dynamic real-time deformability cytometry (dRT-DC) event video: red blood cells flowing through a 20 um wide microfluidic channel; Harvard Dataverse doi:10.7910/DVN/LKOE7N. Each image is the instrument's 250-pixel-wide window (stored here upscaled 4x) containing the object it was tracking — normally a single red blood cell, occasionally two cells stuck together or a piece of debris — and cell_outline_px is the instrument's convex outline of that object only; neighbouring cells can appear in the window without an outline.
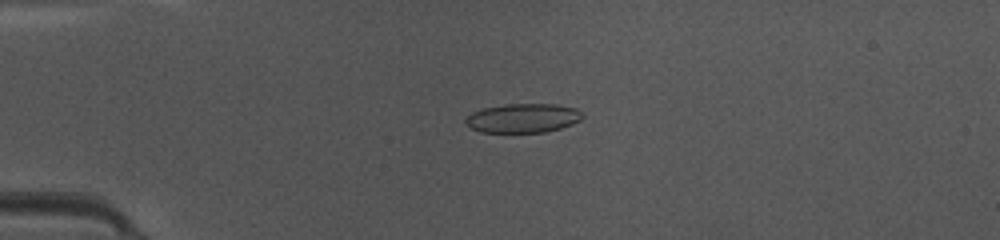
{"species": "common noctule bat (a hibernating species)", "species_latin": "Nyctalus noctula", "temperature_condition": "warm", "stored_images_in_passage": 48, "camera_frame_rate_fps": 3000, "um_per_image_px": 0.085, "animal": {"sex": "female", "body_mass_g": 10.0, "forearm_length_mm": 53.1}, "frame": {"image": 1, "passage_image": 12, "time_ms": 3.667, "image_size_px": [1000, 240], "cell_outline_px": [[584, 116], [580, 120], [572, 124], [560, 128], [544, 132], [480, 132], [472, 128], [464, 120], [472, 112], [484, 108], [504, 104], [556, 104], [576, 108]], "centroid_in_image_um": [44.47, 10.03], "position_along_channel_um": 40.5, "area_um2": 19.71}}
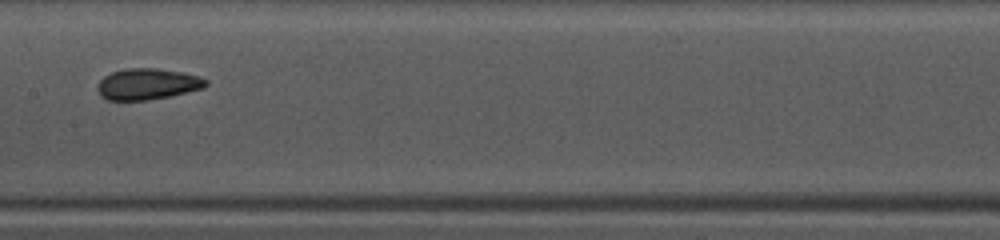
{"frame": {"image": 2, "passage_image": 25, "time_ms": 8.0, "image_size_px": [1000, 240], "cell_outline_px": [[208, 84], [204, 88], [168, 96], [148, 100], [108, 100], [100, 96], [96, 88], [100, 80], [104, 76], [112, 72], [124, 68], [156, 68], [180, 72], [200, 76], [208, 80]], "centroid_in_image_um": [12.52, 7.14], "position_along_channel_um": 194.9, "area_um2": 19.71}}
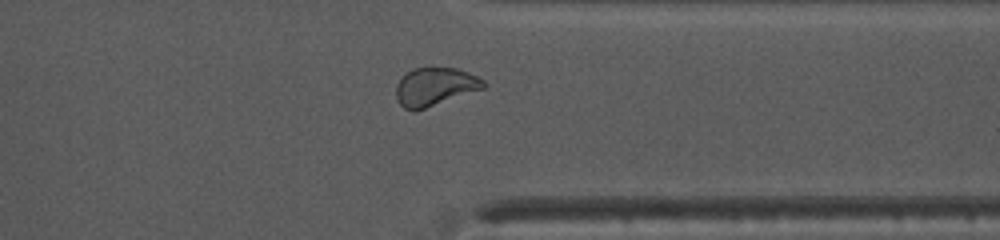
{"frame": {"image": 3, "passage_image": 38, "time_ms": 12.333, "image_size_px": [1000, 240], "cell_outline_px": [[488, 84], [484, 88], [416, 112], [412, 112], [404, 108], [400, 104], [396, 96], [396, 84], [412, 68], [456, 68], [468, 72], [484, 80]], "centroid_in_image_um": [36.97, 7.39], "position_along_channel_um": 374.4, "area_um2": 19.54}, "authors_computed_cell_mechanics": {"area_um2": 19.7387, "velocity_mm_per_s": 4.1668, "shape_relaxation_time_tau1_ms": 3.1986, "shape_relaxation_time_tau2_ms": 1.3832, "deformation_change_tau1": 0.1419, "deformation_change_tau2": 0.0729}}